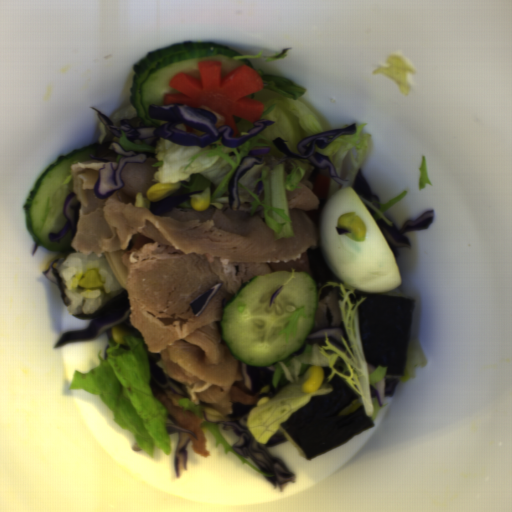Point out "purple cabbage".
<instances>
[{
  "label": "purple cabbage",
  "instance_id": "1",
  "mask_svg": "<svg viewBox=\"0 0 512 512\" xmlns=\"http://www.w3.org/2000/svg\"><path fill=\"white\" fill-rule=\"evenodd\" d=\"M96 117L116 137H122L121 131L126 138L135 144L155 146L159 138L166 139L173 144L181 146H192L205 148L209 144L221 139V144L228 148H238L257 134L264 131L268 126L275 124L274 120L262 119L254 122L251 129L247 130L248 135L233 137L234 129L229 125L216 128L218 121L214 113L207 109L192 108L180 104H168L156 106L149 104L148 111L150 118L166 121L162 126H150L143 121L131 125L128 120H122L116 125L109 117L95 109ZM184 123L194 129L206 131L205 135L197 136L187 131L176 130V124Z\"/></svg>",
  "mask_w": 512,
  "mask_h": 512
},
{
  "label": "purple cabbage",
  "instance_id": "2",
  "mask_svg": "<svg viewBox=\"0 0 512 512\" xmlns=\"http://www.w3.org/2000/svg\"><path fill=\"white\" fill-rule=\"evenodd\" d=\"M255 404L233 403V411L229 420L217 423L222 431H233L238 440L232 449L252 466L266 475L264 476L278 492H283L287 484H295L297 474L289 470L286 463L271 454L269 448L288 442L284 434L273 435L267 443L257 442L248 428V419Z\"/></svg>",
  "mask_w": 512,
  "mask_h": 512
},
{
  "label": "purple cabbage",
  "instance_id": "3",
  "mask_svg": "<svg viewBox=\"0 0 512 512\" xmlns=\"http://www.w3.org/2000/svg\"><path fill=\"white\" fill-rule=\"evenodd\" d=\"M357 132V124L353 123L346 129L332 130L323 132L310 137L303 138L296 146L299 154H293L287 145V140L283 138H275L272 144L287 158L304 159L308 162V165L313 166L308 181L314 184L317 175H322V170L328 169L330 178L338 183L341 190L346 186H349L348 181L340 178L332 160L329 157L322 155L315 150L317 146L320 149H325L331 145L339 136L352 135Z\"/></svg>",
  "mask_w": 512,
  "mask_h": 512
},
{
  "label": "purple cabbage",
  "instance_id": "4",
  "mask_svg": "<svg viewBox=\"0 0 512 512\" xmlns=\"http://www.w3.org/2000/svg\"><path fill=\"white\" fill-rule=\"evenodd\" d=\"M108 154L120 155L119 164L115 168L113 163H108L104 157ZM96 161L106 162L100 169L98 179L93 187L95 197L105 200L124 186L121 172L127 163L144 164L147 158H153L155 155L150 152L125 151L117 142H109L95 155H89Z\"/></svg>",
  "mask_w": 512,
  "mask_h": 512
},
{
  "label": "purple cabbage",
  "instance_id": "5",
  "mask_svg": "<svg viewBox=\"0 0 512 512\" xmlns=\"http://www.w3.org/2000/svg\"><path fill=\"white\" fill-rule=\"evenodd\" d=\"M131 308L128 295H123L108 304L102 313L92 318L91 323L83 330L65 331L54 345L60 349L69 343L90 341L101 334H106L108 340L113 337V329L130 316Z\"/></svg>",
  "mask_w": 512,
  "mask_h": 512
},
{
  "label": "purple cabbage",
  "instance_id": "6",
  "mask_svg": "<svg viewBox=\"0 0 512 512\" xmlns=\"http://www.w3.org/2000/svg\"><path fill=\"white\" fill-rule=\"evenodd\" d=\"M435 209L427 210L416 219H408L404 222L402 228L397 225H390L388 222L380 219L377 221V226L381 231L384 239L390 247L394 257L399 255L398 248L411 249V240L403 234L416 230L428 229L434 221Z\"/></svg>",
  "mask_w": 512,
  "mask_h": 512
},
{
  "label": "purple cabbage",
  "instance_id": "7",
  "mask_svg": "<svg viewBox=\"0 0 512 512\" xmlns=\"http://www.w3.org/2000/svg\"><path fill=\"white\" fill-rule=\"evenodd\" d=\"M271 151L272 147L270 146H253L247 156L240 160L238 168L228 184V200L231 211H237L241 207L238 182L256 164H262Z\"/></svg>",
  "mask_w": 512,
  "mask_h": 512
},
{
  "label": "purple cabbage",
  "instance_id": "8",
  "mask_svg": "<svg viewBox=\"0 0 512 512\" xmlns=\"http://www.w3.org/2000/svg\"><path fill=\"white\" fill-rule=\"evenodd\" d=\"M276 368L271 363L268 366H250L240 360V372L244 378L246 393L256 395L262 388L268 387L271 392L276 389L272 385Z\"/></svg>",
  "mask_w": 512,
  "mask_h": 512
},
{
  "label": "purple cabbage",
  "instance_id": "9",
  "mask_svg": "<svg viewBox=\"0 0 512 512\" xmlns=\"http://www.w3.org/2000/svg\"><path fill=\"white\" fill-rule=\"evenodd\" d=\"M166 427L168 435L178 433L176 450L174 455L175 475L177 478H182L184 472L187 470L188 452L186 447L191 441V436L197 440L195 433L180 425L175 418L167 414Z\"/></svg>",
  "mask_w": 512,
  "mask_h": 512
},
{
  "label": "purple cabbage",
  "instance_id": "10",
  "mask_svg": "<svg viewBox=\"0 0 512 512\" xmlns=\"http://www.w3.org/2000/svg\"><path fill=\"white\" fill-rule=\"evenodd\" d=\"M146 354L150 365V389L163 394H166V391H171L180 396L186 397L187 394L182 384L179 381L168 377L163 369L157 364L160 359L159 353L146 351Z\"/></svg>",
  "mask_w": 512,
  "mask_h": 512
},
{
  "label": "purple cabbage",
  "instance_id": "11",
  "mask_svg": "<svg viewBox=\"0 0 512 512\" xmlns=\"http://www.w3.org/2000/svg\"><path fill=\"white\" fill-rule=\"evenodd\" d=\"M67 222L57 233L48 232L47 236L50 242H60L70 231L72 232L73 238L76 236L79 223L80 213V202L78 200V194L74 192L67 195L62 209Z\"/></svg>",
  "mask_w": 512,
  "mask_h": 512
},
{
  "label": "purple cabbage",
  "instance_id": "12",
  "mask_svg": "<svg viewBox=\"0 0 512 512\" xmlns=\"http://www.w3.org/2000/svg\"><path fill=\"white\" fill-rule=\"evenodd\" d=\"M325 333L327 334L330 342L341 352H344L346 350V347L341 341V337H343L346 343L348 344L349 348L354 353L346 329H344L343 327L334 326L323 328L314 333H309L304 345L296 353L291 354L289 356L303 354L308 343L310 345L318 344L319 346L324 347L325 345H327L325 343Z\"/></svg>",
  "mask_w": 512,
  "mask_h": 512
},
{
  "label": "purple cabbage",
  "instance_id": "13",
  "mask_svg": "<svg viewBox=\"0 0 512 512\" xmlns=\"http://www.w3.org/2000/svg\"><path fill=\"white\" fill-rule=\"evenodd\" d=\"M398 382L399 378L385 374L384 377L375 383V387L369 385L370 396L377 399L380 407H382L385 405V398L395 395Z\"/></svg>",
  "mask_w": 512,
  "mask_h": 512
},
{
  "label": "purple cabbage",
  "instance_id": "14",
  "mask_svg": "<svg viewBox=\"0 0 512 512\" xmlns=\"http://www.w3.org/2000/svg\"><path fill=\"white\" fill-rule=\"evenodd\" d=\"M202 192H204V190L183 192L180 194H171L159 202H151L150 201V206H149L150 212H151V214H154V215L170 212L175 207H177L180 203L190 199L191 195H198Z\"/></svg>",
  "mask_w": 512,
  "mask_h": 512
},
{
  "label": "purple cabbage",
  "instance_id": "15",
  "mask_svg": "<svg viewBox=\"0 0 512 512\" xmlns=\"http://www.w3.org/2000/svg\"><path fill=\"white\" fill-rule=\"evenodd\" d=\"M352 188L356 194L363 197L372 206H374L378 210L380 209L381 200H380L379 196L373 191L369 182L363 176L361 168H358V170H357L356 176L353 181Z\"/></svg>",
  "mask_w": 512,
  "mask_h": 512
},
{
  "label": "purple cabbage",
  "instance_id": "16",
  "mask_svg": "<svg viewBox=\"0 0 512 512\" xmlns=\"http://www.w3.org/2000/svg\"><path fill=\"white\" fill-rule=\"evenodd\" d=\"M223 283V282H222ZM222 283H217L214 286L207 289L205 292H203L200 296H198L195 300H193L190 303V308L196 317L201 313V311L205 308V306L208 304V302L211 300V298L214 296V294L217 292V290L220 288Z\"/></svg>",
  "mask_w": 512,
  "mask_h": 512
},
{
  "label": "purple cabbage",
  "instance_id": "17",
  "mask_svg": "<svg viewBox=\"0 0 512 512\" xmlns=\"http://www.w3.org/2000/svg\"><path fill=\"white\" fill-rule=\"evenodd\" d=\"M46 279H48L51 283H53L55 286H58L56 278L54 276L53 267L52 264L49 266L47 271H43L42 273Z\"/></svg>",
  "mask_w": 512,
  "mask_h": 512
},
{
  "label": "purple cabbage",
  "instance_id": "18",
  "mask_svg": "<svg viewBox=\"0 0 512 512\" xmlns=\"http://www.w3.org/2000/svg\"><path fill=\"white\" fill-rule=\"evenodd\" d=\"M283 286L281 285L270 297L269 299V302H268V305L269 307L271 306V304L273 303V301L276 299V297L279 295V293L283 290Z\"/></svg>",
  "mask_w": 512,
  "mask_h": 512
},
{
  "label": "purple cabbage",
  "instance_id": "19",
  "mask_svg": "<svg viewBox=\"0 0 512 512\" xmlns=\"http://www.w3.org/2000/svg\"><path fill=\"white\" fill-rule=\"evenodd\" d=\"M336 233L339 235H345V233L350 232L349 230L343 228V227H336L335 229Z\"/></svg>",
  "mask_w": 512,
  "mask_h": 512
},
{
  "label": "purple cabbage",
  "instance_id": "20",
  "mask_svg": "<svg viewBox=\"0 0 512 512\" xmlns=\"http://www.w3.org/2000/svg\"><path fill=\"white\" fill-rule=\"evenodd\" d=\"M364 206L366 207V209L368 210V212L370 213L371 216H376L377 215V211H375L373 208H371L369 205H367L366 203H363Z\"/></svg>",
  "mask_w": 512,
  "mask_h": 512
},
{
  "label": "purple cabbage",
  "instance_id": "21",
  "mask_svg": "<svg viewBox=\"0 0 512 512\" xmlns=\"http://www.w3.org/2000/svg\"><path fill=\"white\" fill-rule=\"evenodd\" d=\"M263 188H264V182L259 181L257 195H260L262 193Z\"/></svg>",
  "mask_w": 512,
  "mask_h": 512
},
{
  "label": "purple cabbage",
  "instance_id": "22",
  "mask_svg": "<svg viewBox=\"0 0 512 512\" xmlns=\"http://www.w3.org/2000/svg\"><path fill=\"white\" fill-rule=\"evenodd\" d=\"M367 363V367H368V371H369V374H372L375 372V370L377 369L375 366L371 365L370 363L366 362Z\"/></svg>",
  "mask_w": 512,
  "mask_h": 512
},
{
  "label": "purple cabbage",
  "instance_id": "23",
  "mask_svg": "<svg viewBox=\"0 0 512 512\" xmlns=\"http://www.w3.org/2000/svg\"><path fill=\"white\" fill-rule=\"evenodd\" d=\"M38 247H39V244H37V242H36V240H35V242H34V244H33V247H32V251H31L32 256H34L35 251H36V249H37Z\"/></svg>",
  "mask_w": 512,
  "mask_h": 512
}]
</instances>
